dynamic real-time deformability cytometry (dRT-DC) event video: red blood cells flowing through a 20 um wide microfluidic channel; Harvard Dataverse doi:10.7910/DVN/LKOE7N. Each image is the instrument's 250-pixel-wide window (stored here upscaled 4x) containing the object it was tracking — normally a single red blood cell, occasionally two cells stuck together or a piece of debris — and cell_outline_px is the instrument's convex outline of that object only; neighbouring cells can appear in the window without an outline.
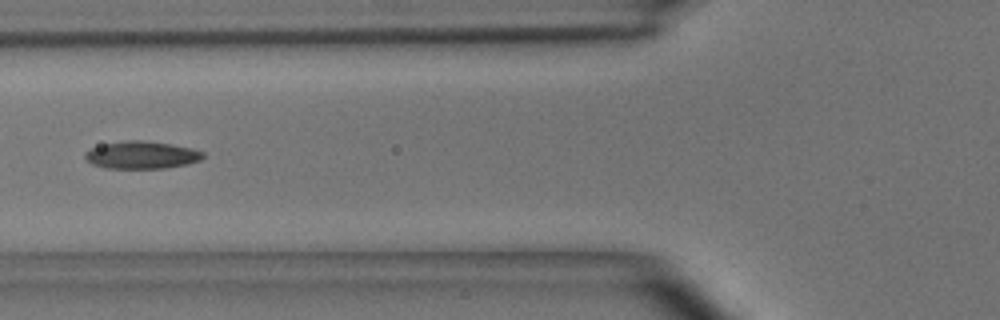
{"species": "common noctule bat (a hibernating species)", "species_latin": "Nyctalus noctula", "temperature_condition": "room temperature", "stored_images_in_passage": 31, "camera_frame_rate_fps": 3000, "um_per_image_px": 0.085, "animal": {"sex": "male", "body_mass_g": 15.6}, "frame": {"image": 1, "passage_image": 14, "time_ms": 4.333, "image_size_px": [1000, 320], "cell_outline_px": [[204, 156], [200, 160], [188, 164], [164, 168], [104, 168], [92, 164], [84, 156], [84, 152], [92, 148], [104, 144], [124, 140], [140, 140], [172, 144], [192, 148], [204, 152]], "centroid_in_image_um": [12.04, 13.17], "position_along_channel_um": 113.8, "area_um2": 18.9}}